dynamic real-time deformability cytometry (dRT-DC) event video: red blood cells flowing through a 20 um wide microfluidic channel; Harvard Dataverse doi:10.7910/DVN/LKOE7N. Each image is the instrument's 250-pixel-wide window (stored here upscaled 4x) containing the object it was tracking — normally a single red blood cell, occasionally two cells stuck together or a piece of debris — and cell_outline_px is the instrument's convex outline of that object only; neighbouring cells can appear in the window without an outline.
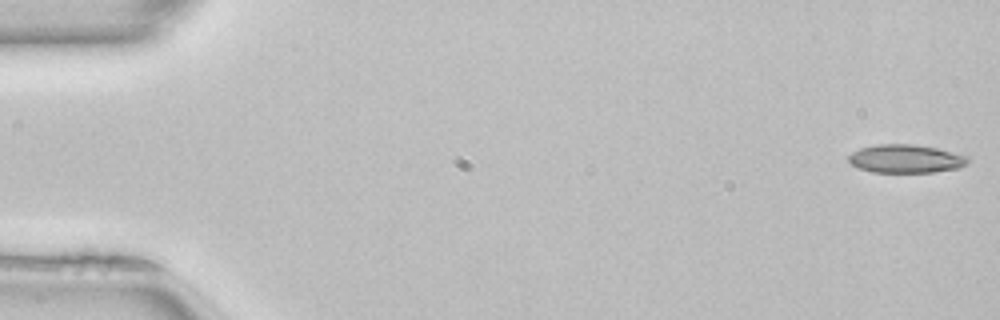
{"species": "common noctule bat (a hibernating species)", "species_latin": "Nyctalus noctula", "temperature_condition": "room temperature", "stored_images_in_passage": 51, "camera_frame_rate_fps": 3000, "um_per_image_px": 0.085, "animal": {"sex": "female", "body_mass_g": 22.7, "forearm_length_mm": 54.2}, "frame": {"image": 1, "passage_image": 1, "time_ms": 0.0, "image_size_px": [1000, 320], "cell_outline_px": [[972, 160], [968, 164], [960, 168], [936, 172], [872, 172], [860, 168], [852, 164], [848, 160], [848, 156], [852, 152], [860, 148], [876, 144], [916, 144], [936, 148], [968, 156]], "centroid_in_image_um": [77.04, 13.49], "position_along_channel_um": 8.0, "area_um2": 19.88}}
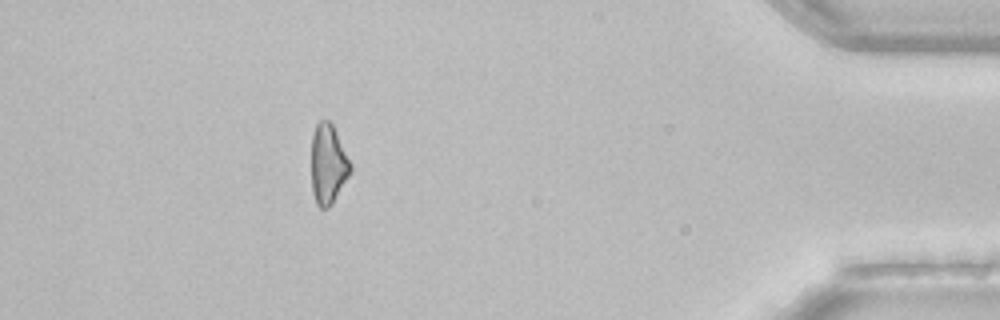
{"frame": {"image": 2, "passage_image": 45, "time_ms": 14.667, "image_size_px": [1000, 320], "cell_outline_px": [[352, 172], [332, 204], [328, 208], [320, 208], [316, 204], [312, 192], [312, 136], [316, 124], [320, 120], [328, 120], [332, 124], [352, 164]], "centroid_in_image_um": [27.9, 13.98], "position_along_channel_um": 407.3, "area_um2": 18.26}}